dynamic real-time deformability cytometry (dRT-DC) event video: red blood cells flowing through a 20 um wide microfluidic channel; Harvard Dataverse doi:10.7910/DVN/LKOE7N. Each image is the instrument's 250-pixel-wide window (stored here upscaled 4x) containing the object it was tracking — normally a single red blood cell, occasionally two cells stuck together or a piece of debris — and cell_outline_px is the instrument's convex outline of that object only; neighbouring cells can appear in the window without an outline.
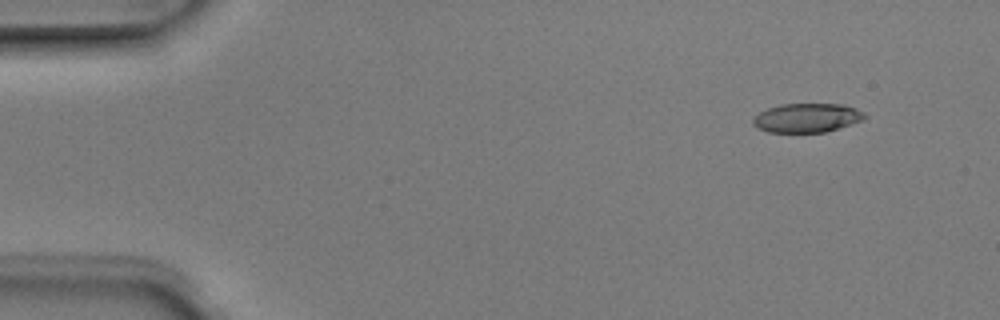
{"species": "Egyptian fruit bat (a non-hibernating species)", "species_latin": "Rousettus aegyptiacus", "temperature_condition": "room temperature", "stored_images_in_passage": 4, "camera_frame_rate_fps": 3000, "um_per_image_px": 0.085, "animal": {"sex": "male"}, "frame": {"image": 1, "passage_image": 1, "time_ms": 0.0, "image_size_px": [1000, 320], "cell_outline_px": [[868, 116], [864, 120], [824, 132], [768, 132], [756, 128], [752, 124], [752, 120], [760, 112], [768, 108], [780, 104], [844, 104], [856, 108], [864, 112]], "centroid_in_image_um": [68.6, 10.01], "position_along_channel_um": 16.4, "area_um2": 18.96}}
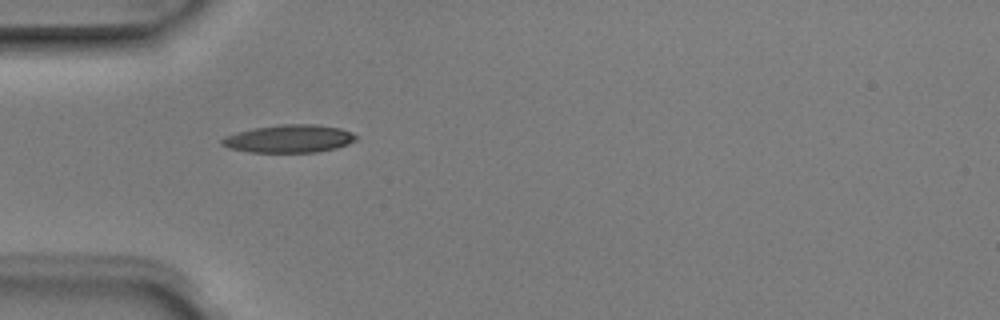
{"frame": {"image": 2, "passage_image": 4, "time_ms": 1.0, "image_size_px": [1000, 320], "cell_outline_px": [[360, 136], [356, 140], [348, 144], [336, 148], [316, 152], [248, 152], [228, 148], [220, 144], [220, 140], [224, 136], [236, 132], [252, 128], [280, 124], [316, 124], [340, 128], [352, 132]], "centroid_in_image_um": [24.57, 11.78], "position_along_channel_um": 60.4, "area_um2": 22.08}}